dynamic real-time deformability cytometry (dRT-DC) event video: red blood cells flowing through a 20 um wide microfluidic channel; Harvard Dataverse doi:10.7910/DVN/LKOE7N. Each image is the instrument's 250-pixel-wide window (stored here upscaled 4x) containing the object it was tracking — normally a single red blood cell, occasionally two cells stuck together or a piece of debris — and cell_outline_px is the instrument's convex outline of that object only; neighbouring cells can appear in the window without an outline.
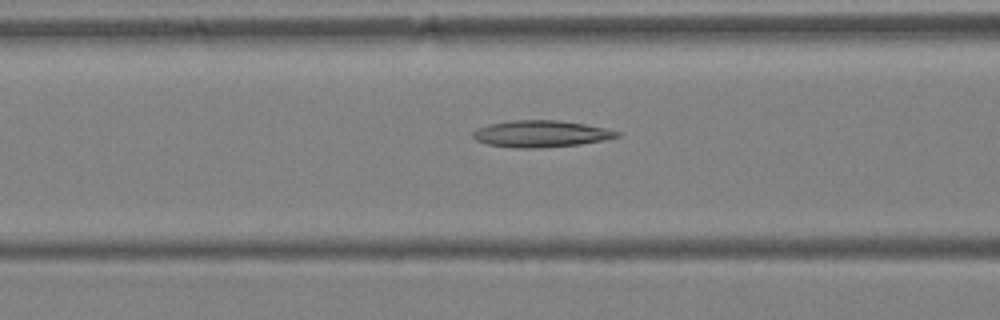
{"species": "Egyptian fruit bat (a non-hibernating species)", "species_latin": "Rousettus aegyptiacus", "temperature_condition": "warm", "stored_images_in_passage": 32, "camera_frame_rate_fps": 3000, "um_per_image_px": 0.085, "animal": {"sex": "female"}, "frame": {"image": 1, "passage_image": 8, "time_ms": 2.333, "image_size_px": [1000, 320], "cell_outline_px": [[620, 136], [604, 140], [580, 144], [540, 148], [512, 148], [488, 144], [476, 140], [472, 136], [472, 132], [476, 128], [492, 124], [512, 120], [556, 120], [584, 124], [604, 128], [620, 132]], "centroid_in_image_um": [45.96, 11.38], "position_along_channel_um": 120.6, "area_um2": 22.31}}
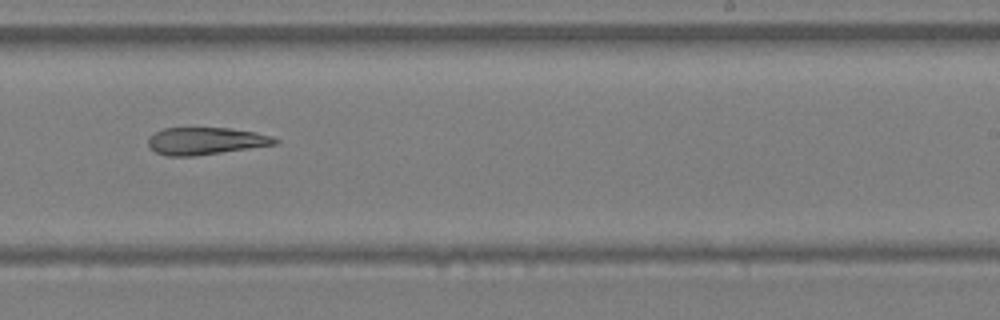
{"frame": {"image": 2, "passage_image": 17, "time_ms": 5.333, "image_size_px": [1000, 320], "cell_outline_px": [[280, 140], [276, 144], [192, 156], [168, 156], [156, 152], [148, 144], [148, 140], [156, 132], [164, 128], [232, 128], [272, 136]], "centroid_in_image_um": [17.48, 11.98], "position_along_channel_um": 271.5, "area_um2": 19.71}}
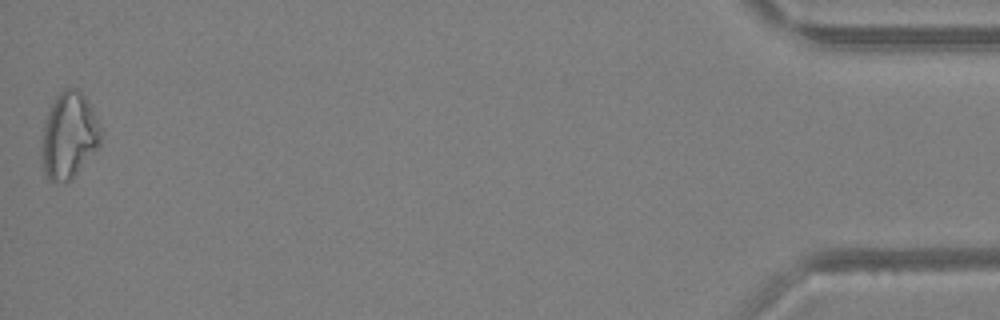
{"frame": {"image": 3, "passage_image": 32, "time_ms": 10.333, "image_size_px": [1000, 320], "cell_outline_px": [[100, 144], [72, 180], [48, 180], [44, 172], [40, 156], [44, 120], [56, 96], [64, 88], [76, 88], [88, 100], [92, 108], [100, 128]], "centroid_in_image_um": [5.83, 11.52], "position_along_channel_um": 429.4, "area_um2": 29.54}}